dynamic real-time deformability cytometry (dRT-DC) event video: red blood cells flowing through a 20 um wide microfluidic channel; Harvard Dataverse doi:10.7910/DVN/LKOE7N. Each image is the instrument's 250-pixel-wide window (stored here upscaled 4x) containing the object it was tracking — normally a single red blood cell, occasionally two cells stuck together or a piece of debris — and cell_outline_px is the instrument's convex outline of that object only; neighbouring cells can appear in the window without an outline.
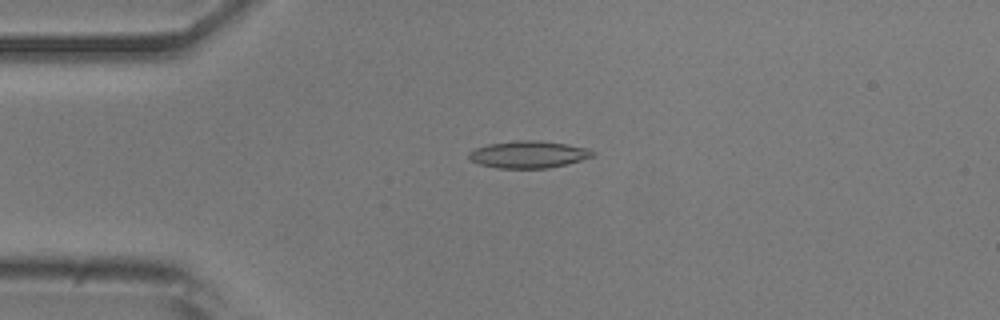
{"species": "common noctule bat (a hibernating species)", "species_latin": "Nyctalus noctula", "temperature_condition": "room temperature", "stored_images_in_passage": 35, "camera_frame_rate_fps": 3000, "um_per_image_px": 0.085, "animal": {"sex": "male", "body_mass_g": 20.5, "forearm_length_mm": 52.5}, "frame": {"image": 1, "passage_image": 3, "time_ms": 0.667, "image_size_px": [1000, 320], "cell_outline_px": [[596, 152], [592, 156], [568, 164], [548, 168], [496, 168], [480, 164], [472, 160], [468, 156], [468, 152], [476, 148], [488, 144], [516, 140], [540, 140], [568, 144], [588, 148]], "centroid_in_image_um": [44.93, 13.12], "position_along_channel_um": 40.1, "area_um2": 19.59}}
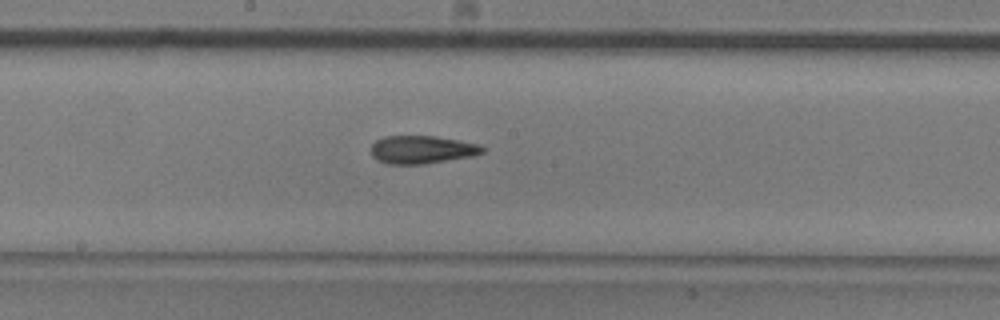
{"frame": {"image": 2, "passage_image": 18, "time_ms": 5.667, "image_size_px": [1000, 320], "cell_outline_px": [[484, 152], [472, 156], [424, 164], [388, 164], [376, 160], [372, 156], [372, 144], [376, 140], [384, 136], [436, 136], [480, 144], [484, 148]], "centroid_in_image_um": [35.85, 12.72], "position_along_channel_um": 212.3, "area_um2": 18.21}}
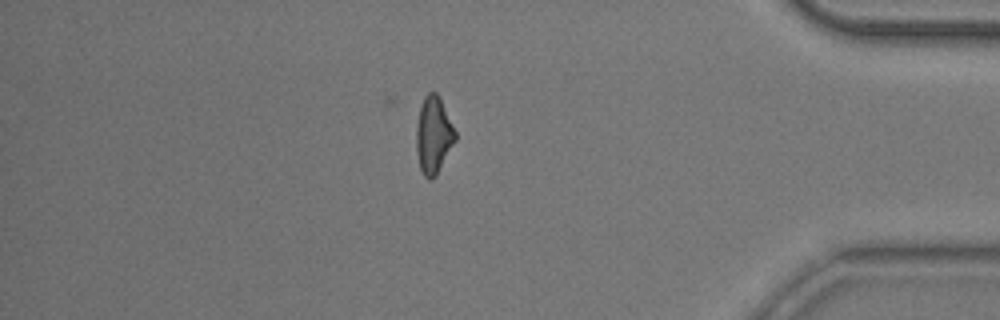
{"frame": {"image": 3, "passage_image": 35, "time_ms": 11.333, "image_size_px": [1000, 320], "cell_outline_px": [[456, 140], [436, 176], [432, 180], [428, 180], [424, 176], [420, 168], [416, 152], [416, 124], [420, 108], [424, 96], [428, 92], [436, 92], [440, 96], [456, 132]], "centroid_in_image_um": [36.85, 11.49], "position_along_channel_um": 398.4, "area_um2": 17.69}, "authors_computed_cell_mechanics": {"area_um2": 18.3804, "velocity_mm_per_s": 3.9096, "shape_relaxation_time_tau1_ms": 5.3117, "shape_relaxation_time_tau2_ms": 2.4666, "deformation_change_tau1": 0.1625, "deformation_change_tau2": 0.1097}}